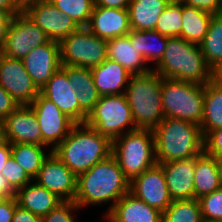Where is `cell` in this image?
I'll return each mask as SVG.
<instances>
[{
  "mask_svg": "<svg viewBox=\"0 0 222 222\" xmlns=\"http://www.w3.org/2000/svg\"><path fill=\"white\" fill-rule=\"evenodd\" d=\"M182 2L171 0L159 16L155 31L166 37H181Z\"/></svg>",
  "mask_w": 222,
  "mask_h": 222,
  "instance_id": "cell-34",
  "label": "cell"
},
{
  "mask_svg": "<svg viewBox=\"0 0 222 222\" xmlns=\"http://www.w3.org/2000/svg\"><path fill=\"white\" fill-rule=\"evenodd\" d=\"M40 94L52 101L75 124L86 123L88 114L79 106L76 92L61 67L40 89Z\"/></svg>",
  "mask_w": 222,
  "mask_h": 222,
  "instance_id": "cell-16",
  "label": "cell"
},
{
  "mask_svg": "<svg viewBox=\"0 0 222 222\" xmlns=\"http://www.w3.org/2000/svg\"><path fill=\"white\" fill-rule=\"evenodd\" d=\"M1 175L8 181V184L17 191L28 183L33 182L32 178L24 171V169L10 156L6 161Z\"/></svg>",
  "mask_w": 222,
  "mask_h": 222,
  "instance_id": "cell-37",
  "label": "cell"
},
{
  "mask_svg": "<svg viewBox=\"0 0 222 222\" xmlns=\"http://www.w3.org/2000/svg\"><path fill=\"white\" fill-rule=\"evenodd\" d=\"M22 9L28 4V0H14Z\"/></svg>",
  "mask_w": 222,
  "mask_h": 222,
  "instance_id": "cell-51",
  "label": "cell"
},
{
  "mask_svg": "<svg viewBox=\"0 0 222 222\" xmlns=\"http://www.w3.org/2000/svg\"><path fill=\"white\" fill-rule=\"evenodd\" d=\"M130 0H95V6L108 8L128 9Z\"/></svg>",
  "mask_w": 222,
  "mask_h": 222,
  "instance_id": "cell-45",
  "label": "cell"
},
{
  "mask_svg": "<svg viewBox=\"0 0 222 222\" xmlns=\"http://www.w3.org/2000/svg\"><path fill=\"white\" fill-rule=\"evenodd\" d=\"M11 156V144L4 140L3 138L0 140V174L2 169L5 166L6 161Z\"/></svg>",
  "mask_w": 222,
  "mask_h": 222,
  "instance_id": "cell-46",
  "label": "cell"
},
{
  "mask_svg": "<svg viewBox=\"0 0 222 222\" xmlns=\"http://www.w3.org/2000/svg\"><path fill=\"white\" fill-rule=\"evenodd\" d=\"M131 45L144 57L146 62H154L155 65L162 59L169 37L161 35L155 30H132L127 34ZM154 41L159 42V44ZM158 44V45H157Z\"/></svg>",
  "mask_w": 222,
  "mask_h": 222,
  "instance_id": "cell-29",
  "label": "cell"
},
{
  "mask_svg": "<svg viewBox=\"0 0 222 222\" xmlns=\"http://www.w3.org/2000/svg\"><path fill=\"white\" fill-rule=\"evenodd\" d=\"M22 12L51 40L58 42L81 28L70 16L60 12L50 0L30 2Z\"/></svg>",
  "mask_w": 222,
  "mask_h": 222,
  "instance_id": "cell-12",
  "label": "cell"
},
{
  "mask_svg": "<svg viewBox=\"0 0 222 222\" xmlns=\"http://www.w3.org/2000/svg\"><path fill=\"white\" fill-rule=\"evenodd\" d=\"M2 138L10 144H42L40 125L29 105H20L1 121Z\"/></svg>",
  "mask_w": 222,
  "mask_h": 222,
  "instance_id": "cell-17",
  "label": "cell"
},
{
  "mask_svg": "<svg viewBox=\"0 0 222 222\" xmlns=\"http://www.w3.org/2000/svg\"><path fill=\"white\" fill-rule=\"evenodd\" d=\"M86 28L105 40L125 36L131 31L128 9L94 6Z\"/></svg>",
  "mask_w": 222,
  "mask_h": 222,
  "instance_id": "cell-20",
  "label": "cell"
},
{
  "mask_svg": "<svg viewBox=\"0 0 222 222\" xmlns=\"http://www.w3.org/2000/svg\"><path fill=\"white\" fill-rule=\"evenodd\" d=\"M33 180L63 201H74L76 197L77 176L53 152L44 160Z\"/></svg>",
  "mask_w": 222,
  "mask_h": 222,
  "instance_id": "cell-14",
  "label": "cell"
},
{
  "mask_svg": "<svg viewBox=\"0 0 222 222\" xmlns=\"http://www.w3.org/2000/svg\"><path fill=\"white\" fill-rule=\"evenodd\" d=\"M17 205L16 197L0 200V222H11Z\"/></svg>",
  "mask_w": 222,
  "mask_h": 222,
  "instance_id": "cell-42",
  "label": "cell"
},
{
  "mask_svg": "<svg viewBox=\"0 0 222 222\" xmlns=\"http://www.w3.org/2000/svg\"><path fill=\"white\" fill-rule=\"evenodd\" d=\"M161 87L162 76L153 69L131 75L124 94L136 128L153 130L164 120Z\"/></svg>",
  "mask_w": 222,
  "mask_h": 222,
  "instance_id": "cell-5",
  "label": "cell"
},
{
  "mask_svg": "<svg viewBox=\"0 0 222 222\" xmlns=\"http://www.w3.org/2000/svg\"><path fill=\"white\" fill-rule=\"evenodd\" d=\"M196 161L197 156L159 164L163 169L167 188L173 201L195 198L194 176Z\"/></svg>",
  "mask_w": 222,
  "mask_h": 222,
  "instance_id": "cell-19",
  "label": "cell"
},
{
  "mask_svg": "<svg viewBox=\"0 0 222 222\" xmlns=\"http://www.w3.org/2000/svg\"><path fill=\"white\" fill-rule=\"evenodd\" d=\"M203 221L222 222V188L198 198Z\"/></svg>",
  "mask_w": 222,
  "mask_h": 222,
  "instance_id": "cell-36",
  "label": "cell"
},
{
  "mask_svg": "<svg viewBox=\"0 0 222 222\" xmlns=\"http://www.w3.org/2000/svg\"><path fill=\"white\" fill-rule=\"evenodd\" d=\"M59 43L62 65L93 68L107 59V40L92 34L86 27H81Z\"/></svg>",
  "mask_w": 222,
  "mask_h": 222,
  "instance_id": "cell-9",
  "label": "cell"
},
{
  "mask_svg": "<svg viewBox=\"0 0 222 222\" xmlns=\"http://www.w3.org/2000/svg\"><path fill=\"white\" fill-rule=\"evenodd\" d=\"M203 136L222 128V87L214 81L204 85V109L200 124Z\"/></svg>",
  "mask_w": 222,
  "mask_h": 222,
  "instance_id": "cell-30",
  "label": "cell"
},
{
  "mask_svg": "<svg viewBox=\"0 0 222 222\" xmlns=\"http://www.w3.org/2000/svg\"><path fill=\"white\" fill-rule=\"evenodd\" d=\"M43 147L45 148L46 146L25 143L11 144V157L32 179L37 176L44 160L52 152L50 150L47 154Z\"/></svg>",
  "mask_w": 222,
  "mask_h": 222,
  "instance_id": "cell-31",
  "label": "cell"
},
{
  "mask_svg": "<svg viewBox=\"0 0 222 222\" xmlns=\"http://www.w3.org/2000/svg\"><path fill=\"white\" fill-rule=\"evenodd\" d=\"M163 213L132 193L122 196L106 216L113 222H162Z\"/></svg>",
  "mask_w": 222,
  "mask_h": 222,
  "instance_id": "cell-21",
  "label": "cell"
},
{
  "mask_svg": "<svg viewBox=\"0 0 222 222\" xmlns=\"http://www.w3.org/2000/svg\"><path fill=\"white\" fill-rule=\"evenodd\" d=\"M86 124L111 141L137 129L125 94L101 96Z\"/></svg>",
  "mask_w": 222,
  "mask_h": 222,
  "instance_id": "cell-8",
  "label": "cell"
},
{
  "mask_svg": "<svg viewBox=\"0 0 222 222\" xmlns=\"http://www.w3.org/2000/svg\"><path fill=\"white\" fill-rule=\"evenodd\" d=\"M195 199L221 188L217 158L204 151L197 155L194 176Z\"/></svg>",
  "mask_w": 222,
  "mask_h": 222,
  "instance_id": "cell-27",
  "label": "cell"
},
{
  "mask_svg": "<svg viewBox=\"0 0 222 222\" xmlns=\"http://www.w3.org/2000/svg\"><path fill=\"white\" fill-rule=\"evenodd\" d=\"M130 193L162 213L173 202L159 164L134 177L130 181Z\"/></svg>",
  "mask_w": 222,
  "mask_h": 222,
  "instance_id": "cell-15",
  "label": "cell"
},
{
  "mask_svg": "<svg viewBox=\"0 0 222 222\" xmlns=\"http://www.w3.org/2000/svg\"><path fill=\"white\" fill-rule=\"evenodd\" d=\"M52 152L76 176L112 154V141L84 124H75Z\"/></svg>",
  "mask_w": 222,
  "mask_h": 222,
  "instance_id": "cell-2",
  "label": "cell"
},
{
  "mask_svg": "<svg viewBox=\"0 0 222 222\" xmlns=\"http://www.w3.org/2000/svg\"><path fill=\"white\" fill-rule=\"evenodd\" d=\"M15 197L21 208L41 217L47 215L63 202L56 194L38 185L34 180L19 188L15 193Z\"/></svg>",
  "mask_w": 222,
  "mask_h": 222,
  "instance_id": "cell-23",
  "label": "cell"
},
{
  "mask_svg": "<svg viewBox=\"0 0 222 222\" xmlns=\"http://www.w3.org/2000/svg\"><path fill=\"white\" fill-rule=\"evenodd\" d=\"M34 1H44V0H28V3L34 2Z\"/></svg>",
  "mask_w": 222,
  "mask_h": 222,
  "instance_id": "cell-54",
  "label": "cell"
},
{
  "mask_svg": "<svg viewBox=\"0 0 222 222\" xmlns=\"http://www.w3.org/2000/svg\"><path fill=\"white\" fill-rule=\"evenodd\" d=\"M199 46L212 70L222 63V12L212 14L208 32Z\"/></svg>",
  "mask_w": 222,
  "mask_h": 222,
  "instance_id": "cell-32",
  "label": "cell"
},
{
  "mask_svg": "<svg viewBox=\"0 0 222 222\" xmlns=\"http://www.w3.org/2000/svg\"><path fill=\"white\" fill-rule=\"evenodd\" d=\"M204 152L215 158L222 157V128L211 130L204 136Z\"/></svg>",
  "mask_w": 222,
  "mask_h": 222,
  "instance_id": "cell-39",
  "label": "cell"
},
{
  "mask_svg": "<svg viewBox=\"0 0 222 222\" xmlns=\"http://www.w3.org/2000/svg\"><path fill=\"white\" fill-rule=\"evenodd\" d=\"M107 59L118 62L132 75L150 72L146 60L137 52L127 35L107 40Z\"/></svg>",
  "mask_w": 222,
  "mask_h": 222,
  "instance_id": "cell-25",
  "label": "cell"
},
{
  "mask_svg": "<svg viewBox=\"0 0 222 222\" xmlns=\"http://www.w3.org/2000/svg\"><path fill=\"white\" fill-rule=\"evenodd\" d=\"M129 192L130 180L124 175L116 158L111 154L77 176L74 202L82 208L112 201L106 215L116 202Z\"/></svg>",
  "mask_w": 222,
  "mask_h": 222,
  "instance_id": "cell-1",
  "label": "cell"
},
{
  "mask_svg": "<svg viewBox=\"0 0 222 222\" xmlns=\"http://www.w3.org/2000/svg\"><path fill=\"white\" fill-rule=\"evenodd\" d=\"M60 11L70 16L80 27H86L93 13L95 0H50Z\"/></svg>",
  "mask_w": 222,
  "mask_h": 222,
  "instance_id": "cell-35",
  "label": "cell"
},
{
  "mask_svg": "<svg viewBox=\"0 0 222 222\" xmlns=\"http://www.w3.org/2000/svg\"><path fill=\"white\" fill-rule=\"evenodd\" d=\"M0 85L20 105H30L40 93L21 59L0 53Z\"/></svg>",
  "mask_w": 222,
  "mask_h": 222,
  "instance_id": "cell-13",
  "label": "cell"
},
{
  "mask_svg": "<svg viewBox=\"0 0 222 222\" xmlns=\"http://www.w3.org/2000/svg\"><path fill=\"white\" fill-rule=\"evenodd\" d=\"M217 162H218V170H219L220 182H221V188H222V157L217 158Z\"/></svg>",
  "mask_w": 222,
  "mask_h": 222,
  "instance_id": "cell-50",
  "label": "cell"
},
{
  "mask_svg": "<svg viewBox=\"0 0 222 222\" xmlns=\"http://www.w3.org/2000/svg\"><path fill=\"white\" fill-rule=\"evenodd\" d=\"M162 222H203L198 199L173 201L163 212Z\"/></svg>",
  "mask_w": 222,
  "mask_h": 222,
  "instance_id": "cell-33",
  "label": "cell"
},
{
  "mask_svg": "<svg viewBox=\"0 0 222 222\" xmlns=\"http://www.w3.org/2000/svg\"><path fill=\"white\" fill-rule=\"evenodd\" d=\"M79 208L74 201H63L41 219L42 222H76L73 212Z\"/></svg>",
  "mask_w": 222,
  "mask_h": 222,
  "instance_id": "cell-38",
  "label": "cell"
},
{
  "mask_svg": "<svg viewBox=\"0 0 222 222\" xmlns=\"http://www.w3.org/2000/svg\"><path fill=\"white\" fill-rule=\"evenodd\" d=\"M16 191L8 184V181L0 174V200L15 197Z\"/></svg>",
  "mask_w": 222,
  "mask_h": 222,
  "instance_id": "cell-48",
  "label": "cell"
},
{
  "mask_svg": "<svg viewBox=\"0 0 222 222\" xmlns=\"http://www.w3.org/2000/svg\"><path fill=\"white\" fill-rule=\"evenodd\" d=\"M15 15L0 10V49L2 48L7 36L8 28Z\"/></svg>",
  "mask_w": 222,
  "mask_h": 222,
  "instance_id": "cell-44",
  "label": "cell"
},
{
  "mask_svg": "<svg viewBox=\"0 0 222 222\" xmlns=\"http://www.w3.org/2000/svg\"><path fill=\"white\" fill-rule=\"evenodd\" d=\"M165 118L182 119L200 126L204 109V85L162 77Z\"/></svg>",
  "mask_w": 222,
  "mask_h": 222,
  "instance_id": "cell-7",
  "label": "cell"
},
{
  "mask_svg": "<svg viewBox=\"0 0 222 222\" xmlns=\"http://www.w3.org/2000/svg\"><path fill=\"white\" fill-rule=\"evenodd\" d=\"M212 14L182 3L181 38L200 45L205 38Z\"/></svg>",
  "mask_w": 222,
  "mask_h": 222,
  "instance_id": "cell-28",
  "label": "cell"
},
{
  "mask_svg": "<svg viewBox=\"0 0 222 222\" xmlns=\"http://www.w3.org/2000/svg\"><path fill=\"white\" fill-rule=\"evenodd\" d=\"M2 139V129H1V124H0V140Z\"/></svg>",
  "mask_w": 222,
  "mask_h": 222,
  "instance_id": "cell-52",
  "label": "cell"
},
{
  "mask_svg": "<svg viewBox=\"0 0 222 222\" xmlns=\"http://www.w3.org/2000/svg\"><path fill=\"white\" fill-rule=\"evenodd\" d=\"M0 10L15 15L22 11V8L14 0H0Z\"/></svg>",
  "mask_w": 222,
  "mask_h": 222,
  "instance_id": "cell-47",
  "label": "cell"
},
{
  "mask_svg": "<svg viewBox=\"0 0 222 222\" xmlns=\"http://www.w3.org/2000/svg\"><path fill=\"white\" fill-rule=\"evenodd\" d=\"M153 133L157 164L193 158L204 151V136L195 123L164 118Z\"/></svg>",
  "mask_w": 222,
  "mask_h": 222,
  "instance_id": "cell-4",
  "label": "cell"
},
{
  "mask_svg": "<svg viewBox=\"0 0 222 222\" xmlns=\"http://www.w3.org/2000/svg\"><path fill=\"white\" fill-rule=\"evenodd\" d=\"M11 222H42V219L41 216L33 214L29 210L23 209L17 205Z\"/></svg>",
  "mask_w": 222,
  "mask_h": 222,
  "instance_id": "cell-43",
  "label": "cell"
},
{
  "mask_svg": "<svg viewBox=\"0 0 222 222\" xmlns=\"http://www.w3.org/2000/svg\"><path fill=\"white\" fill-rule=\"evenodd\" d=\"M112 155L130 181L141 175L157 164L153 130L137 128L119 136L112 141Z\"/></svg>",
  "mask_w": 222,
  "mask_h": 222,
  "instance_id": "cell-6",
  "label": "cell"
},
{
  "mask_svg": "<svg viewBox=\"0 0 222 222\" xmlns=\"http://www.w3.org/2000/svg\"><path fill=\"white\" fill-rule=\"evenodd\" d=\"M19 105L12 96L0 85V120L12 113Z\"/></svg>",
  "mask_w": 222,
  "mask_h": 222,
  "instance_id": "cell-41",
  "label": "cell"
},
{
  "mask_svg": "<svg viewBox=\"0 0 222 222\" xmlns=\"http://www.w3.org/2000/svg\"><path fill=\"white\" fill-rule=\"evenodd\" d=\"M91 71L95 87L101 96L124 94L132 75L112 59H106L102 64L91 68Z\"/></svg>",
  "mask_w": 222,
  "mask_h": 222,
  "instance_id": "cell-22",
  "label": "cell"
},
{
  "mask_svg": "<svg viewBox=\"0 0 222 222\" xmlns=\"http://www.w3.org/2000/svg\"><path fill=\"white\" fill-rule=\"evenodd\" d=\"M105 216V220H108L107 222H113L112 220H110L106 215Z\"/></svg>",
  "mask_w": 222,
  "mask_h": 222,
  "instance_id": "cell-53",
  "label": "cell"
},
{
  "mask_svg": "<svg viewBox=\"0 0 222 222\" xmlns=\"http://www.w3.org/2000/svg\"><path fill=\"white\" fill-rule=\"evenodd\" d=\"M212 81L222 87V63L212 70Z\"/></svg>",
  "mask_w": 222,
  "mask_h": 222,
  "instance_id": "cell-49",
  "label": "cell"
},
{
  "mask_svg": "<svg viewBox=\"0 0 222 222\" xmlns=\"http://www.w3.org/2000/svg\"><path fill=\"white\" fill-rule=\"evenodd\" d=\"M50 40L47 34L21 11L12 19L0 53L22 60L32 49Z\"/></svg>",
  "mask_w": 222,
  "mask_h": 222,
  "instance_id": "cell-10",
  "label": "cell"
},
{
  "mask_svg": "<svg viewBox=\"0 0 222 222\" xmlns=\"http://www.w3.org/2000/svg\"><path fill=\"white\" fill-rule=\"evenodd\" d=\"M171 0H130L129 22L132 30H155L159 16Z\"/></svg>",
  "mask_w": 222,
  "mask_h": 222,
  "instance_id": "cell-26",
  "label": "cell"
},
{
  "mask_svg": "<svg viewBox=\"0 0 222 222\" xmlns=\"http://www.w3.org/2000/svg\"><path fill=\"white\" fill-rule=\"evenodd\" d=\"M22 62L33 82L41 89L62 65L60 43L50 40L32 49Z\"/></svg>",
  "mask_w": 222,
  "mask_h": 222,
  "instance_id": "cell-18",
  "label": "cell"
},
{
  "mask_svg": "<svg viewBox=\"0 0 222 222\" xmlns=\"http://www.w3.org/2000/svg\"><path fill=\"white\" fill-rule=\"evenodd\" d=\"M183 4L197 9L218 14L222 12V0H180Z\"/></svg>",
  "mask_w": 222,
  "mask_h": 222,
  "instance_id": "cell-40",
  "label": "cell"
},
{
  "mask_svg": "<svg viewBox=\"0 0 222 222\" xmlns=\"http://www.w3.org/2000/svg\"><path fill=\"white\" fill-rule=\"evenodd\" d=\"M40 125L42 144L44 146H53V150L69 134L75 123L68 118L62 111L50 100L43 97L40 93L29 105Z\"/></svg>",
  "mask_w": 222,
  "mask_h": 222,
  "instance_id": "cell-11",
  "label": "cell"
},
{
  "mask_svg": "<svg viewBox=\"0 0 222 222\" xmlns=\"http://www.w3.org/2000/svg\"><path fill=\"white\" fill-rule=\"evenodd\" d=\"M163 78L205 85L212 81V69L198 44L170 37L162 59L153 69Z\"/></svg>",
  "mask_w": 222,
  "mask_h": 222,
  "instance_id": "cell-3",
  "label": "cell"
},
{
  "mask_svg": "<svg viewBox=\"0 0 222 222\" xmlns=\"http://www.w3.org/2000/svg\"><path fill=\"white\" fill-rule=\"evenodd\" d=\"M72 89L76 92L79 106L89 115L101 95L95 87L91 68L61 65Z\"/></svg>",
  "mask_w": 222,
  "mask_h": 222,
  "instance_id": "cell-24",
  "label": "cell"
}]
</instances>
